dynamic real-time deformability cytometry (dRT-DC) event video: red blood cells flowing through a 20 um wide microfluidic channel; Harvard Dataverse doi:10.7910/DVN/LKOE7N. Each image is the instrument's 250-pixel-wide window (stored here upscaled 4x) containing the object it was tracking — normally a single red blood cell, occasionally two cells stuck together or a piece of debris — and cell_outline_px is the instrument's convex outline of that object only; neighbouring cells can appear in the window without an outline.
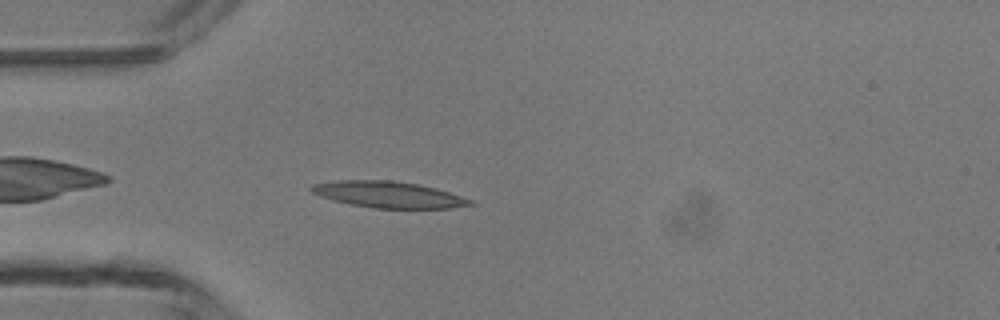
{"species": "common noctule bat (a hibernating species)", "species_latin": "Nyctalus noctula", "temperature_condition": "room temperature", "stored_images_in_passage": 4, "camera_frame_rate_fps": 3000, "um_per_image_px": 0.085, "animal": {"sex": "male", "body_mass_g": 13.3}, "frame": {"image": 1, "passage_image": 4, "time_ms": 3.333, "image_size_px": [1000, 320], "cell_outline_px": [[476, 204], [448, 208], [372, 208], [348, 204], [332, 200], [320, 196], [312, 192], [308, 188], [312, 184], [336, 180], [392, 180], [416, 184], [436, 188], [472, 200]], "centroid_in_image_um": [32.96, 16.54], "position_along_channel_um": 52.0, "area_um2": 24.33}}